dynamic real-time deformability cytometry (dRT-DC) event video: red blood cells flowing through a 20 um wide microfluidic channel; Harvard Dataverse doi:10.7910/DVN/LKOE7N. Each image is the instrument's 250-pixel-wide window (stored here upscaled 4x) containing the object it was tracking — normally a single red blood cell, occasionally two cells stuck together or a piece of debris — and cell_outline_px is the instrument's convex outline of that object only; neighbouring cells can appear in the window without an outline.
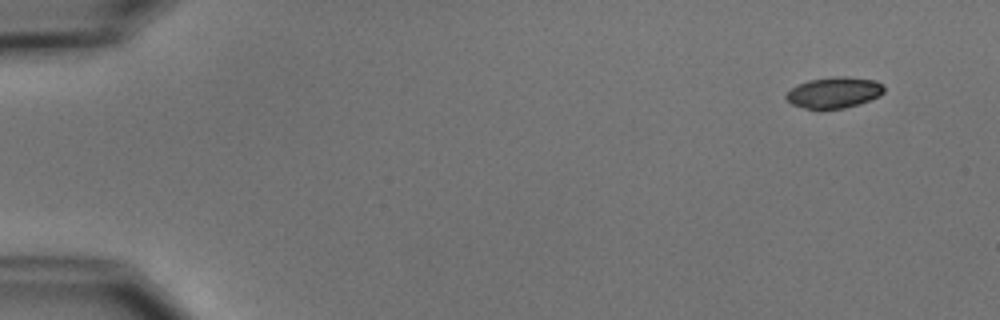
{"species": "common noctule bat (a hibernating species)", "species_latin": "Nyctalus noctula", "temperature_condition": "cold", "stored_images_in_passage": 51, "camera_frame_rate_fps": 3000, "um_per_image_px": 0.085, "animal": {"sex": "male", "body_mass_g": 15.6}, "frame": {"image": 1, "passage_image": 1, "time_ms": 0.0, "image_size_px": [1000, 320], "cell_outline_px": [[884, 92], [880, 96], [844, 108], [804, 108], [792, 104], [784, 96], [796, 84], [808, 80], [832, 76], [844, 76], [876, 80], [884, 84]], "centroid_in_image_um": [70.9, 7.84], "position_along_channel_um": 14.1, "area_um2": 17.63}}
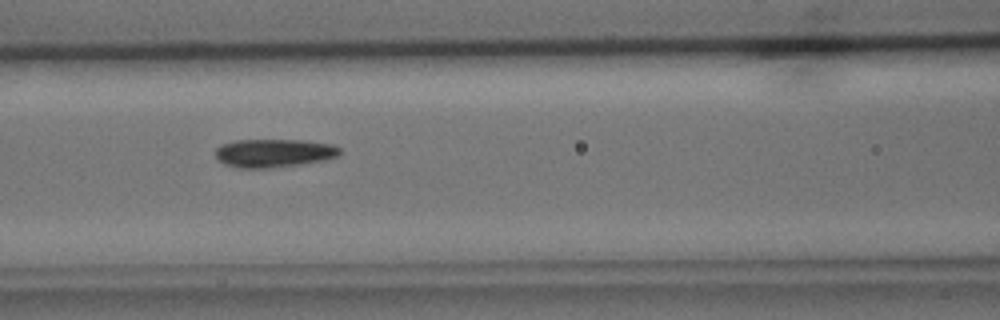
{"frame": {"image": 2, "passage_image": 21, "time_ms": 6.667, "image_size_px": [1000, 320], "cell_outline_px": [[340, 156], [324, 160], [300, 164], [272, 168], [236, 168], [224, 164], [216, 156], [216, 148], [220, 144], [236, 140], [300, 140], [332, 144], [340, 148]], "centroid_in_image_um": [23.27, 13.01], "position_along_channel_um": 143.3, "area_um2": 20.63}}
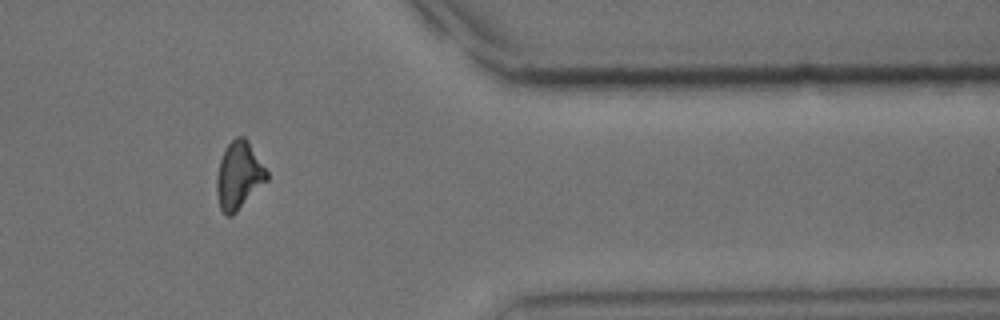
{"frame": {"image": 3, "passage_image": 42, "time_ms": 13.667, "image_size_px": [1000, 320], "cell_outline_px": [[268, 180], [232, 216], [224, 216], [220, 208], [216, 192], [216, 176], [220, 160], [224, 148], [236, 136], [244, 136], [248, 140], [268, 172]], "centroid_in_image_um": [20.29, 14.91], "position_along_channel_um": 391.1, "area_um2": 19.88}, "authors_computed_cell_mechanics": {"area_um2": 19.363, "velocity_mm_per_s": 3.7742, "shape_relaxation_time_tau1_ms": 3.2172, "shape_relaxation_time_tau2_ms": 4.6498, "deformation_change_tau1": 0.1413, "deformation_change_tau2": 0.1269}}